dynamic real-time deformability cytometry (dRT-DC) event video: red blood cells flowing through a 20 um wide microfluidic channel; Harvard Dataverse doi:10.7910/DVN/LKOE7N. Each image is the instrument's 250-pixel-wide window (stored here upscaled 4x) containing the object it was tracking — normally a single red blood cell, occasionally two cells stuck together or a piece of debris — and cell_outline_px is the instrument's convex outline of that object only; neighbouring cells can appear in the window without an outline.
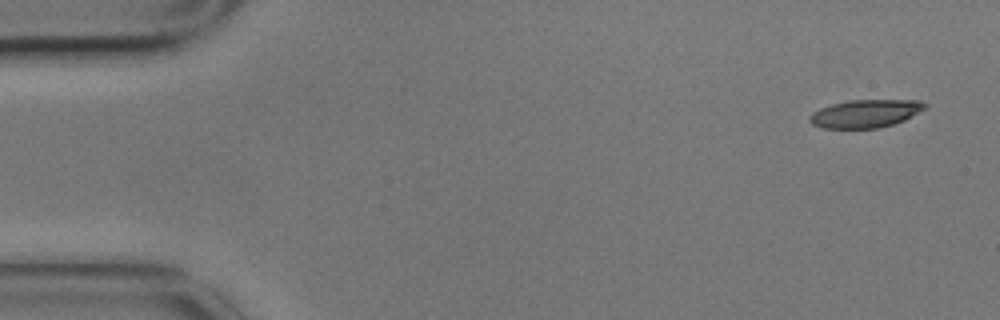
{"species": "common noctule bat (a hibernating species)", "species_latin": "Nyctalus noctula", "temperature_condition": "cold", "stored_images_in_passage": 6, "camera_frame_rate_fps": 3000, "um_per_image_px": 0.085, "animal": {"sex": "male", "body_mass_g": 17.9}, "frame": {"image": 1, "passage_image": 1, "time_ms": 0.0, "image_size_px": [1000, 320], "cell_outline_px": [[928, 108], [904, 120], [880, 128], [820, 128], [812, 124], [808, 120], [808, 116], [812, 112], [820, 108], [832, 104], [848, 100], [920, 100], [928, 104]], "centroid_in_image_um": [73.57, 9.65], "position_along_channel_um": 11.4, "area_um2": 19.02}}
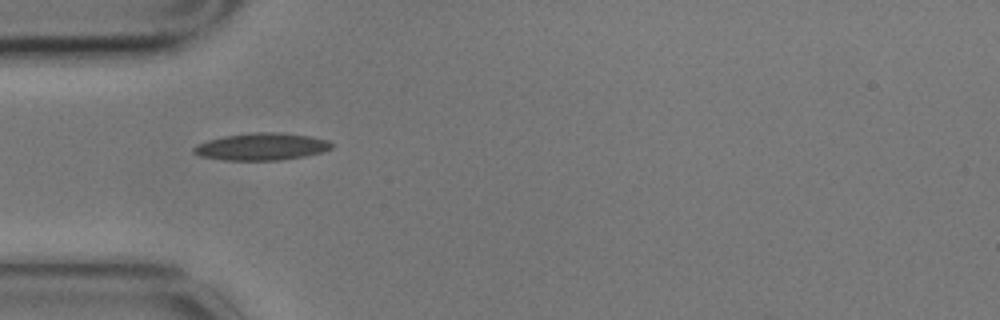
{"frame": {"image": 2, "passage_image": 5, "time_ms": 1.333, "image_size_px": [1000, 320], "cell_outline_px": [[332, 148], [320, 152], [304, 156], [280, 160], [224, 160], [200, 156], [192, 152], [192, 148], [196, 144], [208, 140], [224, 136], [252, 132], [280, 132], [312, 136], [328, 140], [332, 144]], "centroid_in_image_um": [22.21, 12.45], "position_along_channel_um": 62.8, "area_um2": 21.91}}